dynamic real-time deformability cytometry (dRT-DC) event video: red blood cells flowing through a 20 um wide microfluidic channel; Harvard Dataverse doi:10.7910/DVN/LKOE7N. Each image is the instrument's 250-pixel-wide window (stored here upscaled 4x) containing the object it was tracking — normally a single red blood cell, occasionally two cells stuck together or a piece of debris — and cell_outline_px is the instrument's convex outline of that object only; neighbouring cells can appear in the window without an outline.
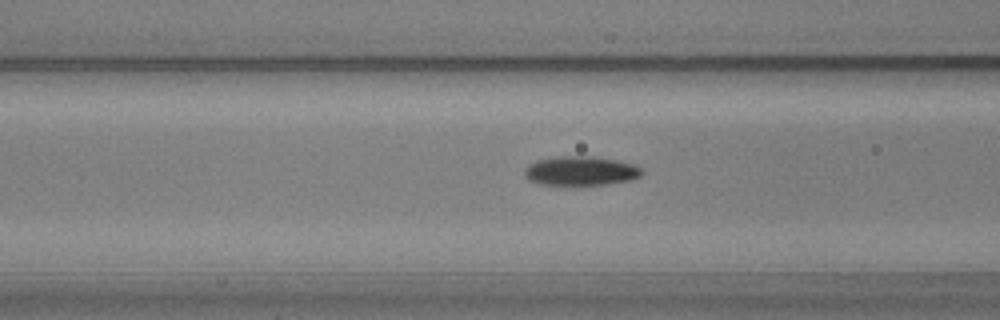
{"species": "common noctule bat (a hibernating species)", "species_latin": "Nyctalus noctula", "temperature_condition": "warm", "stored_images_in_passage": 53, "camera_frame_rate_fps": 3000, "um_per_image_px": 0.085, "animal": {"sex": "male", "body_mass_g": 20.5, "forearm_length_mm": 52.5}, "frame": {"image": 1, "passage_image": 18, "time_ms": 5.667, "image_size_px": [1000, 320], "cell_outline_px": [[644, 172], [640, 176], [628, 180], [604, 184], [544, 184], [528, 180], [524, 176], [524, 168], [528, 164], [536, 160], [556, 156], [592, 156], [616, 160], [636, 164]], "centroid_in_image_um": [49.33, 14.5], "position_along_channel_um": 117.3, "area_um2": 19.88}}
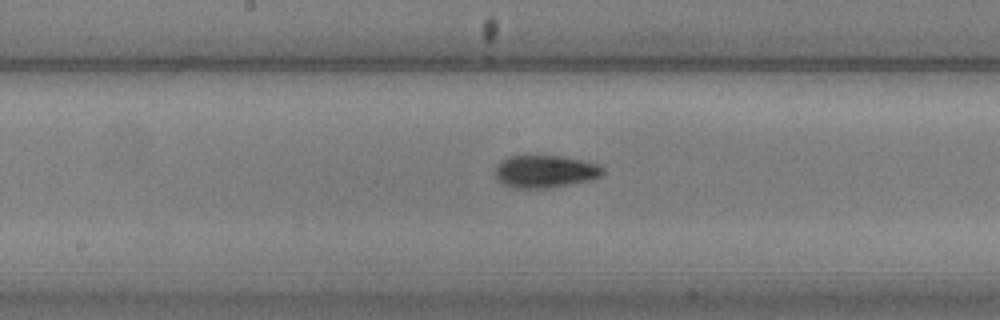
{"frame": {"image": 2, "passage_image": 25, "time_ms": 8.0, "image_size_px": [1000, 320], "cell_outline_px": [[604, 172], [600, 176], [588, 180], [548, 188], [516, 188], [500, 184], [496, 180], [496, 164], [500, 160], [508, 156], [540, 152], [584, 160], [600, 164], [604, 168]], "centroid_in_image_um": [46.28, 14.51], "position_along_channel_um": 201.9, "area_um2": 21.33}}
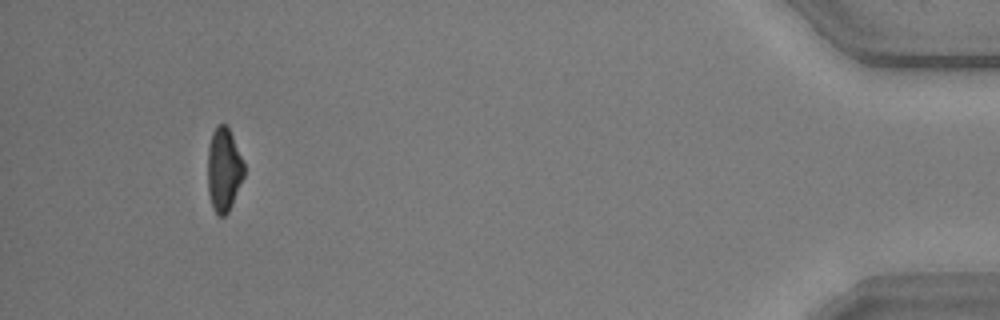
{"frame": {"image": 3, "passage_image": 49, "time_ms": 16.0, "image_size_px": [1000, 320], "cell_outline_px": [[244, 176], [232, 204], [228, 212], [224, 216], [220, 216], [212, 208], [208, 192], [208, 148], [212, 132], [220, 124], [224, 124], [228, 128], [232, 136], [244, 164]], "centroid_in_image_um": [19.01, 14.45], "position_along_channel_um": 416.2, "area_um2": 17.46}}